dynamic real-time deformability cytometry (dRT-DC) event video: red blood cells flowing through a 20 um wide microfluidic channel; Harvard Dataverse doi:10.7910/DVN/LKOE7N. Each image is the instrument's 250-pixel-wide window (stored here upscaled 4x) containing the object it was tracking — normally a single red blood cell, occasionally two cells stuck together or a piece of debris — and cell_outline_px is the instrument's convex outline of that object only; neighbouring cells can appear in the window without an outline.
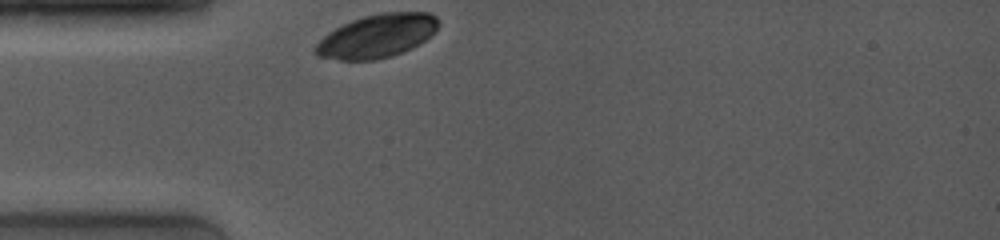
{"species": "common noctule bat (a hibernating species)", "species_latin": "Nyctalus noctula", "temperature_condition": "room temperature", "stored_images_in_passage": 23, "camera_frame_rate_fps": 4000, "um_per_image_px": 0.085, "animal": {"sex": "female", "body_mass_g": 19.0, "forearm_length_mm": 53.3}, "frame": {"image": 1, "passage_image": 1, "time_ms": 0.0, "image_size_px": [1000, 240], "cell_outline_px": [[440, 24], [424, 40], [412, 48], [376, 60], [340, 60], [316, 56], [312, 52], [312, 48], [328, 32], [352, 20], [364, 16], [384, 12], [428, 12], [436, 16]], "centroid_in_image_um": [32.0, 3.06], "position_along_channel_um": 53.0, "area_um2": 30.87}}
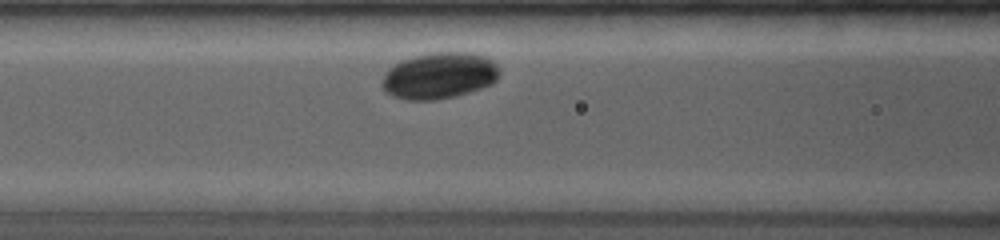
{"frame": {"image": 2, "passage_image": 11, "time_ms": 2.25, "image_size_px": [1000, 240], "cell_outline_px": [[500, 76], [492, 84], [456, 96], [436, 100], [404, 100], [392, 96], [384, 92], [384, 72], [388, 68], [400, 60], [416, 56], [436, 52], [468, 52], [484, 56], [492, 60], [496, 64], [500, 72]], "centroid_in_image_um": [37.34, 6.44], "position_along_channel_um": 129.3, "area_um2": 31.79}}